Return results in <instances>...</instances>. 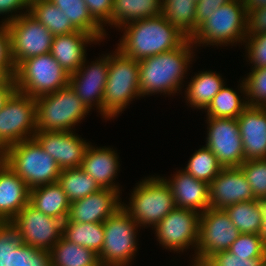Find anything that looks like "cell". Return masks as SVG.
<instances>
[{
  "mask_svg": "<svg viewBox=\"0 0 266 266\" xmlns=\"http://www.w3.org/2000/svg\"><path fill=\"white\" fill-rule=\"evenodd\" d=\"M196 46L186 39L178 48L139 61L141 96L182 93L190 64L194 61ZM186 77V78H185ZM179 91V92H178Z\"/></svg>",
  "mask_w": 266,
  "mask_h": 266,
  "instance_id": "obj_1",
  "label": "cell"
},
{
  "mask_svg": "<svg viewBox=\"0 0 266 266\" xmlns=\"http://www.w3.org/2000/svg\"><path fill=\"white\" fill-rule=\"evenodd\" d=\"M118 30L123 35L117 48L137 61L178 48L187 39L162 14L127 23Z\"/></svg>",
  "mask_w": 266,
  "mask_h": 266,
  "instance_id": "obj_2",
  "label": "cell"
},
{
  "mask_svg": "<svg viewBox=\"0 0 266 266\" xmlns=\"http://www.w3.org/2000/svg\"><path fill=\"white\" fill-rule=\"evenodd\" d=\"M142 98L139 87V61L118 48L109 53V70L103 97V118L117 117L135 98Z\"/></svg>",
  "mask_w": 266,
  "mask_h": 266,
  "instance_id": "obj_3",
  "label": "cell"
},
{
  "mask_svg": "<svg viewBox=\"0 0 266 266\" xmlns=\"http://www.w3.org/2000/svg\"><path fill=\"white\" fill-rule=\"evenodd\" d=\"M247 32V12L243 0H233L220 6L203 21L191 42L201 48L210 46L243 45ZM240 43V44H239ZM210 45V46H209Z\"/></svg>",
  "mask_w": 266,
  "mask_h": 266,
  "instance_id": "obj_4",
  "label": "cell"
},
{
  "mask_svg": "<svg viewBox=\"0 0 266 266\" xmlns=\"http://www.w3.org/2000/svg\"><path fill=\"white\" fill-rule=\"evenodd\" d=\"M132 189L129 204L122 202V208L139 227H156L175 207L170 186L161 176H148L136 183Z\"/></svg>",
  "mask_w": 266,
  "mask_h": 266,
  "instance_id": "obj_5",
  "label": "cell"
},
{
  "mask_svg": "<svg viewBox=\"0 0 266 266\" xmlns=\"http://www.w3.org/2000/svg\"><path fill=\"white\" fill-rule=\"evenodd\" d=\"M0 158L21 178L29 189L56 183L61 169L34 139L8 147Z\"/></svg>",
  "mask_w": 266,
  "mask_h": 266,
  "instance_id": "obj_6",
  "label": "cell"
},
{
  "mask_svg": "<svg viewBox=\"0 0 266 266\" xmlns=\"http://www.w3.org/2000/svg\"><path fill=\"white\" fill-rule=\"evenodd\" d=\"M35 102L39 131H73L90 112L69 85L40 96Z\"/></svg>",
  "mask_w": 266,
  "mask_h": 266,
  "instance_id": "obj_7",
  "label": "cell"
},
{
  "mask_svg": "<svg viewBox=\"0 0 266 266\" xmlns=\"http://www.w3.org/2000/svg\"><path fill=\"white\" fill-rule=\"evenodd\" d=\"M103 226L104 243L98 255L100 266H130L138 253L139 225L121 207L103 222Z\"/></svg>",
  "mask_w": 266,
  "mask_h": 266,
  "instance_id": "obj_8",
  "label": "cell"
},
{
  "mask_svg": "<svg viewBox=\"0 0 266 266\" xmlns=\"http://www.w3.org/2000/svg\"><path fill=\"white\" fill-rule=\"evenodd\" d=\"M69 75L51 53L30 57L15 70L16 90L38 98L68 86Z\"/></svg>",
  "mask_w": 266,
  "mask_h": 266,
  "instance_id": "obj_9",
  "label": "cell"
},
{
  "mask_svg": "<svg viewBox=\"0 0 266 266\" xmlns=\"http://www.w3.org/2000/svg\"><path fill=\"white\" fill-rule=\"evenodd\" d=\"M36 132L35 98L15 90L0 109V155Z\"/></svg>",
  "mask_w": 266,
  "mask_h": 266,
  "instance_id": "obj_10",
  "label": "cell"
},
{
  "mask_svg": "<svg viewBox=\"0 0 266 266\" xmlns=\"http://www.w3.org/2000/svg\"><path fill=\"white\" fill-rule=\"evenodd\" d=\"M241 233L224 209L208 208L200 214L199 239L192 264H203L211 255L226 251Z\"/></svg>",
  "mask_w": 266,
  "mask_h": 266,
  "instance_id": "obj_11",
  "label": "cell"
},
{
  "mask_svg": "<svg viewBox=\"0 0 266 266\" xmlns=\"http://www.w3.org/2000/svg\"><path fill=\"white\" fill-rule=\"evenodd\" d=\"M7 26L15 67L30 57L50 53L54 35L29 12Z\"/></svg>",
  "mask_w": 266,
  "mask_h": 266,
  "instance_id": "obj_12",
  "label": "cell"
},
{
  "mask_svg": "<svg viewBox=\"0 0 266 266\" xmlns=\"http://www.w3.org/2000/svg\"><path fill=\"white\" fill-rule=\"evenodd\" d=\"M199 222L198 212L175 207L153 229L159 244L170 252L183 254L184 251L192 248L196 254Z\"/></svg>",
  "mask_w": 266,
  "mask_h": 266,
  "instance_id": "obj_13",
  "label": "cell"
},
{
  "mask_svg": "<svg viewBox=\"0 0 266 266\" xmlns=\"http://www.w3.org/2000/svg\"><path fill=\"white\" fill-rule=\"evenodd\" d=\"M206 146L223 167H240L245 162L239 125L235 118H207Z\"/></svg>",
  "mask_w": 266,
  "mask_h": 266,
  "instance_id": "obj_14",
  "label": "cell"
},
{
  "mask_svg": "<svg viewBox=\"0 0 266 266\" xmlns=\"http://www.w3.org/2000/svg\"><path fill=\"white\" fill-rule=\"evenodd\" d=\"M98 58L90 63L87 62L86 57L79 69L69 75L68 85L89 111L96 107L95 110H98L97 112L103 118V97L109 70V53L102 54Z\"/></svg>",
  "mask_w": 266,
  "mask_h": 266,
  "instance_id": "obj_15",
  "label": "cell"
},
{
  "mask_svg": "<svg viewBox=\"0 0 266 266\" xmlns=\"http://www.w3.org/2000/svg\"><path fill=\"white\" fill-rule=\"evenodd\" d=\"M11 221L20 230L23 243L40 250L50 251L62 237L63 222L29 203Z\"/></svg>",
  "mask_w": 266,
  "mask_h": 266,
  "instance_id": "obj_16",
  "label": "cell"
},
{
  "mask_svg": "<svg viewBox=\"0 0 266 266\" xmlns=\"http://www.w3.org/2000/svg\"><path fill=\"white\" fill-rule=\"evenodd\" d=\"M34 139L57 163L61 170L79 168L90 142L74 131H39Z\"/></svg>",
  "mask_w": 266,
  "mask_h": 266,
  "instance_id": "obj_17",
  "label": "cell"
},
{
  "mask_svg": "<svg viewBox=\"0 0 266 266\" xmlns=\"http://www.w3.org/2000/svg\"><path fill=\"white\" fill-rule=\"evenodd\" d=\"M255 199L240 167H223L209 184L210 208L225 209L235 203Z\"/></svg>",
  "mask_w": 266,
  "mask_h": 266,
  "instance_id": "obj_18",
  "label": "cell"
},
{
  "mask_svg": "<svg viewBox=\"0 0 266 266\" xmlns=\"http://www.w3.org/2000/svg\"><path fill=\"white\" fill-rule=\"evenodd\" d=\"M121 193L101 188L97 192L73 201L67 220L79 223H103L122 206Z\"/></svg>",
  "mask_w": 266,
  "mask_h": 266,
  "instance_id": "obj_19",
  "label": "cell"
},
{
  "mask_svg": "<svg viewBox=\"0 0 266 266\" xmlns=\"http://www.w3.org/2000/svg\"><path fill=\"white\" fill-rule=\"evenodd\" d=\"M171 177L162 178L171 188L176 207L199 214L210 208L208 183L194 178L183 169L176 171Z\"/></svg>",
  "mask_w": 266,
  "mask_h": 266,
  "instance_id": "obj_20",
  "label": "cell"
},
{
  "mask_svg": "<svg viewBox=\"0 0 266 266\" xmlns=\"http://www.w3.org/2000/svg\"><path fill=\"white\" fill-rule=\"evenodd\" d=\"M245 160L266 158V107L248 106L237 118Z\"/></svg>",
  "mask_w": 266,
  "mask_h": 266,
  "instance_id": "obj_21",
  "label": "cell"
},
{
  "mask_svg": "<svg viewBox=\"0 0 266 266\" xmlns=\"http://www.w3.org/2000/svg\"><path fill=\"white\" fill-rule=\"evenodd\" d=\"M119 155L115 149L110 147H96L88 145L84 158L82 161L81 169L89 174L98 184L100 188L120 190L119 183H116L119 167L121 165ZM116 183V184H115Z\"/></svg>",
  "mask_w": 266,
  "mask_h": 266,
  "instance_id": "obj_22",
  "label": "cell"
},
{
  "mask_svg": "<svg viewBox=\"0 0 266 266\" xmlns=\"http://www.w3.org/2000/svg\"><path fill=\"white\" fill-rule=\"evenodd\" d=\"M97 43L100 42L93 35L78 30L54 36L50 53L68 74H73L85 61L88 44Z\"/></svg>",
  "mask_w": 266,
  "mask_h": 266,
  "instance_id": "obj_23",
  "label": "cell"
},
{
  "mask_svg": "<svg viewBox=\"0 0 266 266\" xmlns=\"http://www.w3.org/2000/svg\"><path fill=\"white\" fill-rule=\"evenodd\" d=\"M26 183L0 158V221H11L29 203Z\"/></svg>",
  "mask_w": 266,
  "mask_h": 266,
  "instance_id": "obj_24",
  "label": "cell"
},
{
  "mask_svg": "<svg viewBox=\"0 0 266 266\" xmlns=\"http://www.w3.org/2000/svg\"><path fill=\"white\" fill-rule=\"evenodd\" d=\"M29 204L43 214L64 222L68 217L71 202L56 182L30 189Z\"/></svg>",
  "mask_w": 266,
  "mask_h": 266,
  "instance_id": "obj_25",
  "label": "cell"
},
{
  "mask_svg": "<svg viewBox=\"0 0 266 266\" xmlns=\"http://www.w3.org/2000/svg\"><path fill=\"white\" fill-rule=\"evenodd\" d=\"M224 81V78L216 71L206 70L196 73L184 88L186 89L183 92L186 103L196 110H205L220 89L227 85Z\"/></svg>",
  "mask_w": 266,
  "mask_h": 266,
  "instance_id": "obj_26",
  "label": "cell"
},
{
  "mask_svg": "<svg viewBox=\"0 0 266 266\" xmlns=\"http://www.w3.org/2000/svg\"><path fill=\"white\" fill-rule=\"evenodd\" d=\"M162 13V0H113L110 27L116 30L127 23L158 17Z\"/></svg>",
  "mask_w": 266,
  "mask_h": 266,
  "instance_id": "obj_27",
  "label": "cell"
},
{
  "mask_svg": "<svg viewBox=\"0 0 266 266\" xmlns=\"http://www.w3.org/2000/svg\"><path fill=\"white\" fill-rule=\"evenodd\" d=\"M239 85L237 86L238 92L224 85L204 110L207 113L206 118L237 119L248 107L246 96H244L246 95L244 81L242 80ZM239 93L243 96L242 98Z\"/></svg>",
  "mask_w": 266,
  "mask_h": 266,
  "instance_id": "obj_28",
  "label": "cell"
},
{
  "mask_svg": "<svg viewBox=\"0 0 266 266\" xmlns=\"http://www.w3.org/2000/svg\"><path fill=\"white\" fill-rule=\"evenodd\" d=\"M62 237L99 255L104 243V226L103 223H79L66 219L62 225Z\"/></svg>",
  "mask_w": 266,
  "mask_h": 266,
  "instance_id": "obj_29",
  "label": "cell"
},
{
  "mask_svg": "<svg viewBox=\"0 0 266 266\" xmlns=\"http://www.w3.org/2000/svg\"><path fill=\"white\" fill-rule=\"evenodd\" d=\"M50 257L53 266H100L96 253L63 237L50 250Z\"/></svg>",
  "mask_w": 266,
  "mask_h": 266,
  "instance_id": "obj_30",
  "label": "cell"
},
{
  "mask_svg": "<svg viewBox=\"0 0 266 266\" xmlns=\"http://www.w3.org/2000/svg\"><path fill=\"white\" fill-rule=\"evenodd\" d=\"M61 11L79 31L93 35L99 42L106 38L104 29L92 18L84 0H49Z\"/></svg>",
  "mask_w": 266,
  "mask_h": 266,
  "instance_id": "obj_31",
  "label": "cell"
},
{
  "mask_svg": "<svg viewBox=\"0 0 266 266\" xmlns=\"http://www.w3.org/2000/svg\"><path fill=\"white\" fill-rule=\"evenodd\" d=\"M29 13L44 25L54 36L66 35L78 31L61 11L49 0H33Z\"/></svg>",
  "mask_w": 266,
  "mask_h": 266,
  "instance_id": "obj_32",
  "label": "cell"
},
{
  "mask_svg": "<svg viewBox=\"0 0 266 266\" xmlns=\"http://www.w3.org/2000/svg\"><path fill=\"white\" fill-rule=\"evenodd\" d=\"M234 226L243 234H260L263 216V203L255 199L239 202L224 209Z\"/></svg>",
  "mask_w": 266,
  "mask_h": 266,
  "instance_id": "obj_33",
  "label": "cell"
},
{
  "mask_svg": "<svg viewBox=\"0 0 266 266\" xmlns=\"http://www.w3.org/2000/svg\"><path fill=\"white\" fill-rule=\"evenodd\" d=\"M195 0H162V15L188 39L196 32Z\"/></svg>",
  "mask_w": 266,
  "mask_h": 266,
  "instance_id": "obj_34",
  "label": "cell"
},
{
  "mask_svg": "<svg viewBox=\"0 0 266 266\" xmlns=\"http://www.w3.org/2000/svg\"><path fill=\"white\" fill-rule=\"evenodd\" d=\"M57 183L71 203L101 189L96 181L80 167L61 170Z\"/></svg>",
  "mask_w": 266,
  "mask_h": 266,
  "instance_id": "obj_35",
  "label": "cell"
},
{
  "mask_svg": "<svg viewBox=\"0 0 266 266\" xmlns=\"http://www.w3.org/2000/svg\"><path fill=\"white\" fill-rule=\"evenodd\" d=\"M222 168L223 166L218 162L215 154L204 145L191 155L183 170L194 178L210 184Z\"/></svg>",
  "mask_w": 266,
  "mask_h": 266,
  "instance_id": "obj_36",
  "label": "cell"
},
{
  "mask_svg": "<svg viewBox=\"0 0 266 266\" xmlns=\"http://www.w3.org/2000/svg\"><path fill=\"white\" fill-rule=\"evenodd\" d=\"M243 81L248 106L266 107V68L251 69Z\"/></svg>",
  "mask_w": 266,
  "mask_h": 266,
  "instance_id": "obj_37",
  "label": "cell"
},
{
  "mask_svg": "<svg viewBox=\"0 0 266 266\" xmlns=\"http://www.w3.org/2000/svg\"><path fill=\"white\" fill-rule=\"evenodd\" d=\"M10 266H53L50 251L22 243L11 250Z\"/></svg>",
  "mask_w": 266,
  "mask_h": 266,
  "instance_id": "obj_38",
  "label": "cell"
},
{
  "mask_svg": "<svg viewBox=\"0 0 266 266\" xmlns=\"http://www.w3.org/2000/svg\"><path fill=\"white\" fill-rule=\"evenodd\" d=\"M240 168L251 186L254 197L262 200L266 195V158L245 160Z\"/></svg>",
  "mask_w": 266,
  "mask_h": 266,
  "instance_id": "obj_39",
  "label": "cell"
},
{
  "mask_svg": "<svg viewBox=\"0 0 266 266\" xmlns=\"http://www.w3.org/2000/svg\"><path fill=\"white\" fill-rule=\"evenodd\" d=\"M266 245L260 235L243 234L231 244L228 251L231 253L252 259H264Z\"/></svg>",
  "mask_w": 266,
  "mask_h": 266,
  "instance_id": "obj_40",
  "label": "cell"
},
{
  "mask_svg": "<svg viewBox=\"0 0 266 266\" xmlns=\"http://www.w3.org/2000/svg\"><path fill=\"white\" fill-rule=\"evenodd\" d=\"M23 243L20 230L12 221H0V266H10L11 250Z\"/></svg>",
  "mask_w": 266,
  "mask_h": 266,
  "instance_id": "obj_41",
  "label": "cell"
},
{
  "mask_svg": "<svg viewBox=\"0 0 266 266\" xmlns=\"http://www.w3.org/2000/svg\"><path fill=\"white\" fill-rule=\"evenodd\" d=\"M245 56L251 63V69L266 68V33L254 37L245 38Z\"/></svg>",
  "mask_w": 266,
  "mask_h": 266,
  "instance_id": "obj_42",
  "label": "cell"
},
{
  "mask_svg": "<svg viewBox=\"0 0 266 266\" xmlns=\"http://www.w3.org/2000/svg\"><path fill=\"white\" fill-rule=\"evenodd\" d=\"M262 262L264 259L237 256L226 250L211 255L203 264L205 266H258Z\"/></svg>",
  "mask_w": 266,
  "mask_h": 266,
  "instance_id": "obj_43",
  "label": "cell"
},
{
  "mask_svg": "<svg viewBox=\"0 0 266 266\" xmlns=\"http://www.w3.org/2000/svg\"><path fill=\"white\" fill-rule=\"evenodd\" d=\"M92 18L104 29L111 21L113 0H84Z\"/></svg>",
  "mask_w": 266,
  "mask_h": 266,
  "instance_id": "obj_44",
  "label": "cell"
},
{
  "mask_svg": "<svg viewBox=\"0 0 266 266\" xmlns=\"http://www.w3.org/2000/svg\"><path fill=\"white\" fill-rule=\"evenodd\" d=\"M0 66L12 77L15 75V64L11 56V40L7 24H0Z\"/></svg>",
  "mask_w": 266,
  "mask_h": 266,
  "instance_id": "obj_45",
  "label": "cell"
},
{
  "mask_svg": "<svg viewBox=\"0 0 266 266\" xmlns=\"http://www.w3.org/2000/svg\"><path fill=\"white\" fill-rule=\"evenodd\" d=\"M29 10V0H0V16L5 15V18L2 19L3 21H1V23L7 24L10 21L17 19L21 15L26 14L29 12Z\"/></svg>",
  "mask_w": 266,
  "mask_h": 266,
  "instance_id": "obj_46",
  "label": "cell"
},
{
  "mask_svg": "<svg viewBox=\"0 0 266 266\" xmlns=\"http://www.w3.org/2000/svg\"><path fill=\"white\" fill-rule=\"evenodd\" d=\"M266 33V7L255 8L247 13L246 38Z\"/></svg>",
  "mask_w": 266,
  "mask_h": 266,
  "instance_id": "obj_47",
  "label": "cell"
},
{
  "mask_svg": "<svg viewBox=\"0 0 266 266\" xmlns=\"http://www.w3.org/2000/svg\"><path fill=\"white\" fill-rule=\"evenodd\" d=\"M233 0H199L196 4V29L198 26L210 17L220 6Z\"/></svg>",
  "mask_w": 266,
  "mask_h": 266,
  "instance_id": "obj_48",
  "label": "cell"
},
{
  "mask_svg": "<svg viewBox=\"0 0 266 266\" xmlns=\"http://www.w3.org/2000/svg\"><path fill=\"white\" fill-rule=\"evenodd\" d=\"M0 86H15L14 77H12L2 66H0Z\"/></svg>",
  "mask_w": 266,
  "mask_h": 266,
  "instance_id": "obj_49",
  "label": "cell"
},
{
  "mask_svg": "<svg viewBox=\"0 0 266 266\" xmlns=\"http://www.w3.org/2000/svg\"><path fill=\"white\" fill-rule=\"evenodd\" d=\"M15 90L16 86H0V109Z\"/></svg>",
  "mask_w": 266,
  "mask_h": 266,
  "instance_id": "obj_50",
  "label": "cell"
},
{
  "mask_svg": "<svg viewBox=\"0 0 266 266\" xmlns=\"http://www.w3.org/2000/svg\"><path fill=\"white\" fill-rule=\"evenodd\" d=\"M243 2L247 13L255 8L266 7V0H243Z\"/></svg>",
  "mask_w": 266,
  "mask_h": 266,
  "instance_id": "obj_51",
  "label": "cell"
},
{
  "mask_svg": "<svg viewBox=\"0 0 266 266\" xmlns=\"http://www.w3.org/2000/svg\"><path fill=\"white\" fill-rule=\"evenodd\" d=\"M260 237L266 245V205H263L262 225L260 230Z\"/></svg>",
  "mask_w": 266,
  "mask_h": 266,
  "instance_id": "obj_52",
  "label": "cell"
},
{
  "mask_svg": "<svg viewBox=\"0 0 266 266\" xmlns=\"http://www.w3.org/2000/svg\"><path fill=\"white\" fill-rule=\"evenodd\" d=\"M263 205H266V195L263 197V199L261 200Z\"/></svg>",
  "mask_w": 266,
  "mask_h": 266,
  "instance_id": "obj_53",
  "label": "cell"
},
{
  "mask_svg": "<svg viewBox=\"0 0 266 266\" xmlns=\"http://www.w3.org/2000/svg\"><path fill=\"white\" fill-rule=\"evenodd\" d=\"M193 266H205L204 264H191Z\"/></svg>",
  "mask_w": 266,
  "mask_h": 266,
  "instance_id": "obj_54",
  "label": "cell"
},
{
  "mask_svg": "<svg viewBox=\"0 0 266 266\" xmlns=\"http://www.w3.org/2000/svg\"><path fill=\"white\" fill-rule=\"evenodd\" d=\"M264 263L266 264V249H265Z\"/></svg>",
  "mask_w": 266,
  "mask_h": 266,
  "instance_id": "obj_55",
  "label": "cell"
},
{
  "mask_svg": "<svg viewBox=\"0 0 266 266\" xmlns=\"http://www.w3.org/2000/svg\"><path fill=\"white\" fill-rule=\"evenodd\" d=\"M258 266H266V264L264 262H262L261 264H259Z\"/></svg>",
  "mask_w": 266,
  "mask_h": 266,
  "instance_id": "obj_56",
  "label": "cell"
}]
</instances>
